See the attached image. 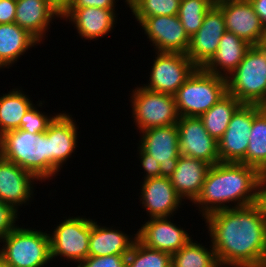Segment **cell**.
I'll use <instances>...</instances> for the list:
<instances>
[{"instance_id":"1","label":"cell","mask_w":266,"mask_h":267,"mask_svg":"<svg viewBox=\"0 0 266 267\" xmlns=\"http://www.w3.org/2000/svg\"><path fill=\"white\" fill-rule=\"evenodd\" d=\"M221 267H260L266 253V213L261 202L204 217Z\"/></svg>"},{"instance_id":"2","label":"cell","mask_w":266,"mask_h":267,"mask_svg":"<svg viewBox=\"0 0 266 267\" xmlns=\"http://www.w3.org/2000/svg\"><path fill=\"white\" fill-rule=\"evenodd\" d=\"M261 180L262 174L253 167L219 162L210 166L194 206L203 219L218 210L256 204L260 202Z\"/></svg>"},{"instance_id":"3","label":"cell","mask_w":266,"mask_h":267,"mask_svg":"<svg viewBox=\"0 0 266 267\" xmlns=\"http://www.w3.org/2000/svg\"><path fill=\"white\" fill-rule=\"evenodd\" d=\"M0 156L35 175L49 180V137L45 132L31 134L21 129L0 136Z\"/></svg>"},{"instance_id":"4","label":"cell","mask_w":266,"mask_h":267,"mask_svg":"<svg viewBox=\"0 0 266 267\" xmlns=\"http://www.w3.org/2000/svg\"><path fill=\"white\" fill-rule=\"evenodd\" d=\"M46 232L17 226L0 240V259L9 267H47L52 260Z\"/></svg>"},{"instance_id":"5","label":"cell","mask_w":266,"mask_h":267,"mask_svg":"<svg viewBox=\"0 0 266 267\" xmlns=\"http://www.w3.org/2000/svg\"><path fill=\"white\" fill-rule=\"evenodd\" d=\"M227 93L225 77L197 67L174 95L178 114L199 117Z\"/></svg>"},{"instance_id":"6","label":"cell","mask_w":266,"mask_h":267,"mask_svg":"<svg viewBox=\"0 0 266 267\" xmlns=\"http://www.w3.org/2000/svg\"><path fill=\"white\" fill-rule=\"evenodd\" d=\"M226 82L228 93L242 104L266 106V51L251 46Z\"/></svg>"},{"instance_id":"7","label":"cell","mask_w":266,"mask_h":267,"mask_svg":"<svg viewBox=\"0 0 266 267\" xmlns=\"http://www.w3.org/2000/svg\"><path fill=\"white\" fill-rule=\"evenodd\" d=\"M130 98L132 117L139 132L152 127L174 125L180 118L173 95L137 86Z\"/></svg>"},{"instance_id":"8","label":"cell","mask_w":266,"mask_h":267,"mask_svg":"<svg viewBox=\"0 0 266 267\" xmlns=\"http://www.w3.org/2000/svg\"><path fill=\"white\" fill-rule=\"evenodd\" d=\"M91 228L92 218L84 216H69L59 222L49 234L51 260L60 256L78 266L88 257Z\"/></svg>"},{"instance_id":"9","label":"cell","mask_w":266,"mask_h":267,"mask_svg":"<svg viewBox=\"0 0 266 267\" xmlns=\"http://www.w3.org/2000/svg\"><path fill=\"white\" fill-rule=\"evenodd\" d=\"M155 59L144 88L163 94L175 95L197 66L186 54L155 52Z\"/></svg>"},{"instance_id":"10","label":"cell","mask_w":266,"mask_h":267,"mask_svg":"<svg viewBox=\"0 0 266 267\" xmlns=\"http://www.w3.org/2000/svg\"><path fill=\"white\" fill-rule=\"evenodd\" d=\"M262 105L242 104L232 115L223 136L218 140L220 162L243 163L246 165V150L255 115Z\"/></svg>"},{"instance_id":"11","label":"cell","mask_w":266,"mask_h":267,"mask_svg":"<svg viewBox=\"0 0 266 267\" xmlns=\"http://www.w3.org/2000/svg\"><path fill=\"white\" fill-rule=\"evenodd\" d=\"M139 146L160 164V177H170L180 156L176 124L159 126L139 132Z\"/></svg>"},{"instance_id":"12","label":"cell","mask_w":266,"mask_h":267,"mask_svg":"<svg viewBox=\"0 0 266 267\" xmlns=\"http://www.w3.org/2000/svg\"><path fill=\"white\" fill-rule=\"evenodd\" d=\"M139 26L155 52L187 53L190 37L177 15L146 17Z\"/></svg>"},{"instance_id":"13","label":"cell","mask_w":266,"mask_h":267,"mask_svg":"<svg viewBox=\"0 0 266 267\" xmlns=\"http://www.w3.org/2000/svg\"><path fill=\"white\" fill-rule=\"evenodd\" d=\"M176 125L180 155L203 160L211 166L220 162L218 141L208 134L200 117H180Z\"/></svg>"},{"instance_id":"14","label":"cell","mask_w":266,"mask_h":267,"mask_svg":"<svg viewBox=\"0 0 266 267\" xmlns=\"http://www.w3.org/2000/svg\"><path fill=\"white\" fill-rule=\"evenodd\" d=\"M72 115L57 113L49 123L46 135L49 137V180L57 176L62 165L65 164L77 149L78 125Z\"/></svg>"},{"instance_id":"15","label":"cell","mask_w":266,"mask_h":267,"mask_svg":"<svg viewBox=\"0 0 266 267\" xmlns=\"http://www.w3.org/2000/svg\"><path fill=\"white\" fill-rule=\"evenodd\" d=\"M226 32L222 10L214 4L203 18L202 26L190 37L186 55L197 66L203 67L216 53Z\"/></svg>"},{"instance_id":"16","label":"cell","mask_w":266,"mask_h":267,"mask_svg":"<svg viewBox=\"0 0 266 267\" xmlns=\"http://www.w3.org/2000/svg\"><path fill=\"white\" fill-rule=\"evenodd\" d=\"M170 218H148L136 232L137 239L151 249L173 255L184 247L192 236L179 224V227L176 226Z\"/></svg>"},{"instance_id":"17","label":"cell","mask_w":266,"mask_h":267,"mask_svg":"<svg viewBox=\"0 0 266 267\" xmlns=\"http://www.w3.org/2000/svg\"><path fill=\"white\" fill-rule=\"evenodd\" d=\"M215 4L222 10L226 31L258 45L264 26L249 0H216Z\"/></svg>"},{"instance_id":"18","label":"cell","mask_w":266,"mask_h":267,"mask_svg":"<svg viewBox=\"0 0 266 267\" xmlns=\"http://www.w3.org/2000/svg\"><path fill=\"white\" fill-rule=\"evenodd\" d=\"M34 180L40 182L29 171L0 156V201L11 205L16 211L23 204H30L34 196Z\"/></svg>"},{"instance_id":"19","label":"cell","mask_w":266,"mask_h":267,"mask_svg":"<svg viewBox=\"0 0 266 267\" xmlns=\"http://www.w3.org/2000/svg\"><path fill=\"white\" fill-rule=\"evenodd\" d=\"M141 183L139 201L147 214L149 213V218L173 217L181 205H184L170 178H150Z\"/></svg>"},{"instance_id":"20","label":"cell","mask_w":266,"mask_h":267,"mask_svg":"<svg viewBox=\"0 0 266 267\" xmlns=\"http://www.w3.org/2000/svg\"><path fill=\"white\" fill-rule=\"evenodd\" d=\"M116 13L115 9L96 7L66 8L61 14V19L74 24L79 37L91 41L111 33L110 31L116 27L118 18Z\"/></svg>"},{"instance_id":"21","label":"cell","mask_w":266,"mask_h":267,"mask_svg":"<svg viewBox=\"0 0 266 267\" xmlns=\"http://www.w3.org/2000/svg\"><path fill=\"white\" fill-rule=\"evenodd\" d=\"M16 3L15 23L40 43L44 41L50 23L61 19V13L48 0H18Z\"/></svg>"},{"instance_id":"22","label":"cell","mask_w":266,"mask_h":267,"mask_svg":"<svg viewBox=\"0 0 266 267\" xmlns=\"http://www.w3.org/2000/svg\"><path fill=\"white\" fill-rule=\"evenodd\" d=\"M210 166V164L200 159L185 155L179 156L176 169L169 178L183 201L187 199L193 205L201 192Z\"/></svg>"},{"instance_id":"23","label":"cell","mask_w":266,"mask_h":267,"mask_svg":"<svg viewBox=\"0 0 266 267\" xmlns=\"http://www.w3.org/2000/svg\"><path fill=\"white\" fill-rule=\"evenodd\" d=\"M251 46L244 39L226 31L220 39L216 53L202 68L211 74L227 78L241 63Z\"/></svg>"},{"instance_id":"24","label":"cell","mask_w":266,"mask_h":267,"mask_svg":"<svg viewBox=\"0 0 266 267\" xmlns=\"http://www.w3.org/2000/svg\"><path fill=\"white\" fill-rule=\"evenodd\" d=\"M101 226L92 219L88 256L128 255L137 233L128 235L118 228Z\"/></svg>"},{"instance_id":"25","label":"cell","mask_w":266,"mask_h":267,"mask_svg":"<svg viewBox=\"0 0 266 267\" xmlns=\"http://www.w3.org/2000/svg\"><path fill=\"white\" fill-rule=\"evenodd\" d=\"M41 44L16 23L0 24V69L12 67L29 49Z\"/></svg>"},{"instance_id":"26","label":"cell","mask_w":266,"mask_h":267,"mask_svg":"<svg viewBox=\"0 0 266 267\" xmlns=\"http://www.w3.org/2000/svg\"><path fill=\"white\" fill-rule=\"evenodd\" d=\"M12 88L0 96V136L20 128V121L26 111L33 105L30 97L22 88Z\"/></svg>"},{"instance_id":"27","label":"cell","mask_w":266,"mask_h":267,"mask_svg":"<svg viewBox=\"0 0 266 267\" xmlns=\"http://www.w3.org/2000/svg\"><path fill=\"white\" fill-rule=\"evenodd\" d=\"M241 105L238 99L227 93L208 111L200 115L208 134L218 141L226 131L232 115Z\"/></svg>"},{"instance_id":"28","label":"cell","mask_w":266,"mask_h":267,"mask_svg":"<svg viewBox=\"0 0 266 267\" xmlns=\"http://www.w3.org/2000/svg\"><path fill=\"white\" fill-rule=\"evenodd\" d=\"M246 165L266 173V106L254 117L246 150Z\"/></svg>"},{"instance_id":"29","label":"cell","mask_w":266,"mask_h":267,"mask_svg":"<svg viewBox=\"0 0 266 267\" xmlns=\"http://www.w3.org/2000/svg\"><path fill=\"white\" fill-rule=\"evenodd\" d=\"M206 248L192 238L172 255V267H221L212 245Z\"/></svg>"},{"instance_id":"30","label":"cell","mask_w":266,"mask_h":267,"mask_svg":"<svg viewBox=\"0 0 266 267\" xmlns=\"http://www.w3.org/2000/svg\"><path fill=\"white\" fill-rule=\"evenodd\" d=\"M216 0H181L177 16L189 37L202 26L203 18Z\"/></svg>"},{"instance_id":"31","label":"cell","mask_w":266,"mask_h":267,"mask_svg":"<svg viewBox=\"0 0 266 267\" xmlns=\"http://www.w3.org/2000/svg\"><path fill=\"white\" fill-rule=\"evenodd\" d=\"M126 267H172V255L151 249L136 239L127 255Z\"/></svg>"},{"instance_id":"32","label":"cell","mask_w":266,"mask_h":267,"mask_svg":"<svg viewBox=\"0 0 266 267\" xmlns=\"http://www.w3.org/2000/svg\"><path fill=\"white\" fill-rule=\"evenodd\" d=\"M181 0H128L138 24L146 17L177 15Z\"/></svg>"},{"instance_id":"33","label":"cell","mask_w":266,"mask_h":267,"mask_svg":"<svg viewBox=\"0 0 266 267\" xmlns=\"http://www.w3.org/2000/svg\"><path fill=\"white\" fill-rule=\"evenodd\" d=\"M56 115L48 116L45 112L39 111L37 106L33 104L22 117L19 129L31 134L43 133L47 130L49 123Z\"/></svg>"},{"instance_id":"34","label":"cell","mask_w":266,"mask_h":267,"mask_svg":"<svg viewBox=\"0 0 266 267\" xmlns=\"http://www.w3.org/2000/svg\"><path fill=\"white\" fill-rule=\"evenodd\" d=\"M127 255L88 256L76 267H126Z\"/></svg>"},{"instance_id":"35","label":"cell","mask_w":266,"mask_h":267,"mask_svg":"<svg viewBox=\"0 0 266 267\" xmlns=\"http://www.w3.org/2000/svg\"><path fill=\"white\" fill-rule=\"evenodd\" d=\"M19 211H16L11 205L0 201V240L13 231L18 225Z\"/></svg>"},{"instance_id":"36","label":"cell","mask_w":266,"mask_h":267,"mask_svg":"<svg viewBox=\"0 0 266 267\" xmlns=\"http://www.w3.org/2000/svg\"><path fill=\"white\" fill-rule=\"evenodd\" d=\"M138 156L140 159V165L144 169L143 180L150 179V178H157L160 177V164L155 162V159L152 158L148 153H146L139 145H138Z\"/></svg>"},{"instance_id":"37","label":"cell","mask_w":266,"mask_h":267,"mask_svg":"<svg viewBox=\"0 0 266 267\" xmlns=\"http://www.w3.org/2000/svg\"><path fill=\"white\" fill-rule=\"evenodd\" d=\"M118 1V0H117ZM116 0H71L67 8L96 7L103 9H116ZM128 6V0L124 1Z\"/></svg>"},{"instance_id":"38","label":"cell","mask_w":266,"mask_h":267,"mask_svg":"<svg viewBox=\"0 0 266 267\" xmlns=\"http://www.w3.org/2000/svg\"><path fill=\"white\" fill-rule=\"evenodd\" d=\"M16 6L15 0H0V24L15 23Z\"/></svg>"},{"instance_id":"39","label":"cell","mask_w":266,"mask_h":267,"mask_svg":"<svg viewBox=\"0 0 266 267\" xmlns=\"http://www.w3.org/2000/svg\"><path fill=\"white\" fill-rule=\"evenodd\" d=\"M252 4L255 13L261 19L264 27H266V0H249Z\"/></svg>"},{"instance_id":"40","label":"cell","mask_w":266,"mask_h":267,"mask_svg":"<svg viewBox=\"0 0 266 267\" xmlns=\"http://www.w3.org/2000/svg\"><path fill=\"white\" fill-rule=\"evenodd\" d=\"M61 14L69 6L71 0H48Z\"/></svg>"},{"instance_id":"41","label":"cell","mask_w":266,"mask_h":267,"mask_svg":"<svg viewBox=\"0 0 266 267\" xmlns=\"http://www.w3.org/2000/svg\"><path fill=\"white\" fill-rule=\"evenodd\" d=\"M260 202L262 203L266 213V173L262 175Z\"/></svg>"},{"instance_id":"42","label":"cell","mask_w":266,"mask_h":267,"mask_svg":"<svg viewBox=\"0 0 266 267\" xmlns=\"http://www.w3.org/2000/svg\"><path fill=\"white\" fill-rule=\"evenodd\" d=\"M258 46L266 51V27L263 28L262 36L258 43Z\"/></svg>"},{"instance_id":"43","label":"cell","mask_w":266,"mask_h":267,"mask_svg":"<svg viewBox=\"0 0 266 267\" xmlns=\"http://www.w3.org/2000/svg\"><path fill=\"white\" fill-rule=\"evenodd\" d=\"M260 267H266V253H265V256H264V259H263V262L261 264Z\"/></svg>"},{"instance_id":"44","label":"cell","mask_w":266,"mask_h":267,"mask_svg":"<svg viewBox=\"0 0 266 267\" xmlns=\"http://www.w3.org/2000/svg\"><path fill=\"white\" fill-rule=\"evenodd\" d=\"M0 267H9V266L0 259Z\"/></svg>"}]
</instances>
